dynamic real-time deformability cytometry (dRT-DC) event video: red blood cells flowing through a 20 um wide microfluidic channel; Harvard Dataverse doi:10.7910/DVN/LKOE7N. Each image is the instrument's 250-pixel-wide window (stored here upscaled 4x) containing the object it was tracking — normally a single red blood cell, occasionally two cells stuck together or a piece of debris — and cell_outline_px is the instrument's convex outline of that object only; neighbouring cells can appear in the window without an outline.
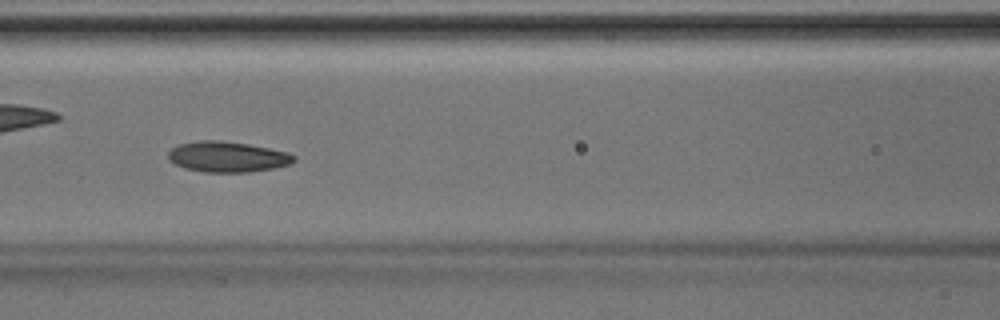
{"species": "Egyptian fruit bat (a non-hibernating species)", "species_latin": "Rousettus aegyptiacus", "temperature_condition": "room temperature", "stored_images_in_passage": 36, "camera_frame_rate_fps": 3000, "um_per_image_px": 0.085, "animal": {"sex": "male"}, "frame": {"image": 1, "passage_image": 11, "time_ms": 3.333, "image_size_px": [1000, 320], "cell_outline_px": [[296, 160], [292, 164], [272, 168], [248, 172], [204, 172], [184, 168], [168, 160], [168, 152], [172, 148], [180, 144], [196, 140], [220, 140], [248, 144], [288, 152], [296, 156]], "centroid_in_image_um": [19.33, 13.32], "position_along_channel_um": 147.3, "area_um2": 22.48}}